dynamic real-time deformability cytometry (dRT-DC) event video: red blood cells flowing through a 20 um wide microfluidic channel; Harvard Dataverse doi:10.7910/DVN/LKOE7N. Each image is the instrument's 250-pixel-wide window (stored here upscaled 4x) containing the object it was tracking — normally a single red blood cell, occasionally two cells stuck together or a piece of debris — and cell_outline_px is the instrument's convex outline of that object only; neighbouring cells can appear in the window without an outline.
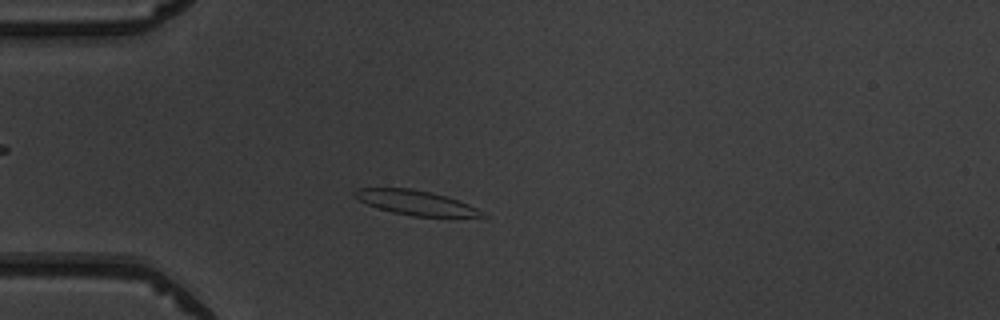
{"species": "common noctule bat (a hibernating species)", "species_latin": "Nyctalus noctula", "temperature_condition": "warm", "stored_images_in_passage": 49, "camera_frame_rate_fps": 3000, "um_per_image_px": 0.085, "animal": {"sex": "male", "body_mass_g": 19.5, "forearm_length_mm": 54.6}, "frame": {"image": 1, "passage_image": 12, "time_ms": 3.667, "image_size_px": [1000, 320], "cell_outline_px": [[488, 216], [412, 216], [392, 212], [368, 204], [352, 196], [352, 192], [356, 188], [412, 188], [432, 192], [448, 196], [468, 204], [484, 212]], "centroid_in_image_um": [35.31, 17.2], "position_along_channel_um": 49.7, "area_um2": 18.15}}
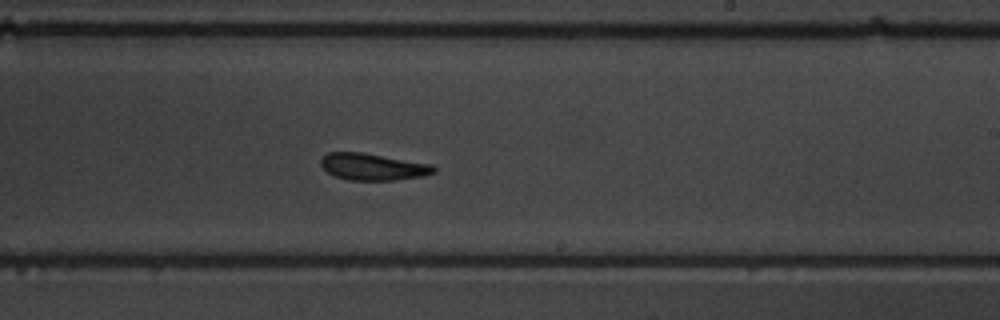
{"frame": {"image": 2, "passage_image": 29, "time_ms": 9.333, "image_size_px": [1000, 320], "cell_outline_px": [[436, 172], [424, 176], [392, 180], [348, 180], [336, 176], [328, 172], [320, 164], [320, 160], [328, 152], [360, 152], [432, 164], [436, 168]], "centroid_in_image_um": [31.71, 14.18], "position_along_channel_um": 257.3, "area_um2": 17.51}}
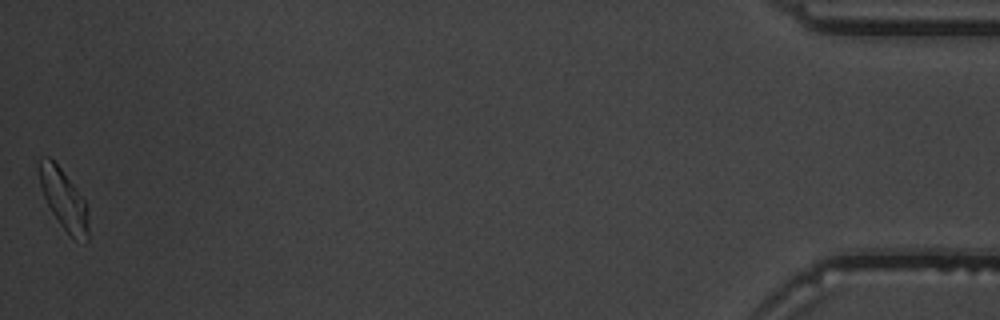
{"frame": {"image": 3, "passage_image": 49, "time_ms": 16.0, "image_size_px": [1000, 320], "cell_outline_px": [[88, 240], [84, 244], [72, 236], [60, 224], [52, 212], [44, 196], [40, 184], [40, 156], [48, 156], [60, 168], [84, 200], [88, 208]], "centroid_in_image_um": [5.45, 16.99], "position_along_channel_um": 429.8, "area_um2": 16.76}, "authors_computed_cell_mechanics": {"area_um2": 18.0336, "velocity_mm_per_s": 3.9429, "shape_relaxation_time_tau1_ms": 5.606, "shape_relaxation_time_tau2_ms": 4.4967, "deformation_change_tau1": 0.2052, "deformation_change_tau2": 0.1261}}